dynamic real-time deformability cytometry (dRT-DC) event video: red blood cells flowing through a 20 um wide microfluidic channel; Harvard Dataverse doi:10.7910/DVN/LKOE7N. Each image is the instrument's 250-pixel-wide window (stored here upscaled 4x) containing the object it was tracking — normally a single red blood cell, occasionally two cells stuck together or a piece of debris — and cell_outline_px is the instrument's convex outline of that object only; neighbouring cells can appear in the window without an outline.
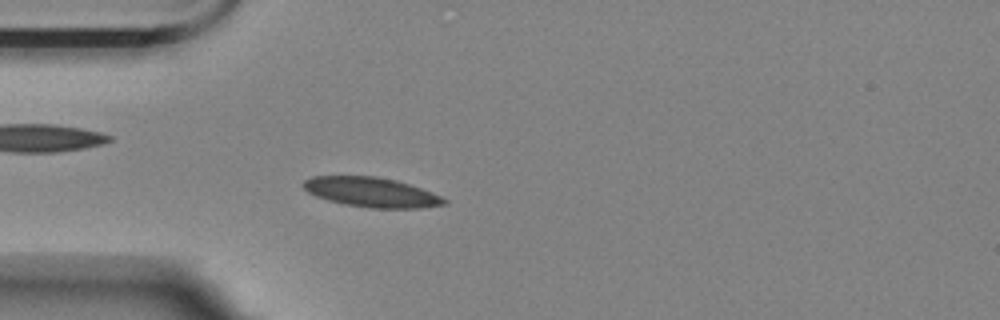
{"species": "Egyptian fruit bat (a non-hibernating species)", "species_latin": "Rousettus aegyptiacus", "temperature_condition": "room temperature", "stored_images_in_passage": 46, "camera_frame_rate_fps": 3000, "um_per_image_px": 0.085, "animal": {"sex": "female"}, "frame": {"image": 1, "passage_image": 5, "time_ms": 1.333, "image_size_px": [1000, 320], "cell_outline_px": [[448, 204], [420, 208], [372, 208], [344, 204], [328, 200], [316, 196], [308, 192], [300, 184], [304, 180], [312, 176], [376, 176], [396, 180], [432, 192], [448, 200]], "centroid_in_image_um": [31.56, 16.34], "position_along_channel_um": 53.4, "area_um2": 24.39}}
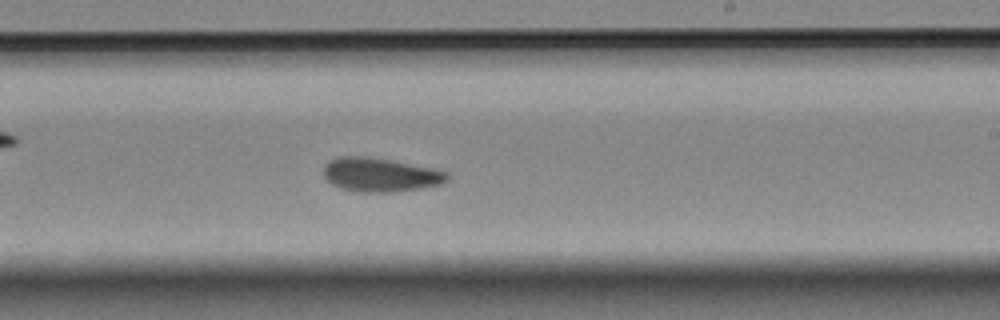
{"frame": {"image": 2, "passage_image": 23, "time_ms": 7.333, "image_size_px": [1000, 320], "cell_outline_px": [[448, 180], [440, 184], [420, 188], [388, 192], [364, 192], [340, 188], [332, 184], [324, 176], [324, 164], [328, 160], [336, 156], [368, 156], [436, 168], [448, 172]], "centroid_in_image_um": [32.31, 14.83], "position_along_channel_um": 256.7, "area_um2": 24.51}}
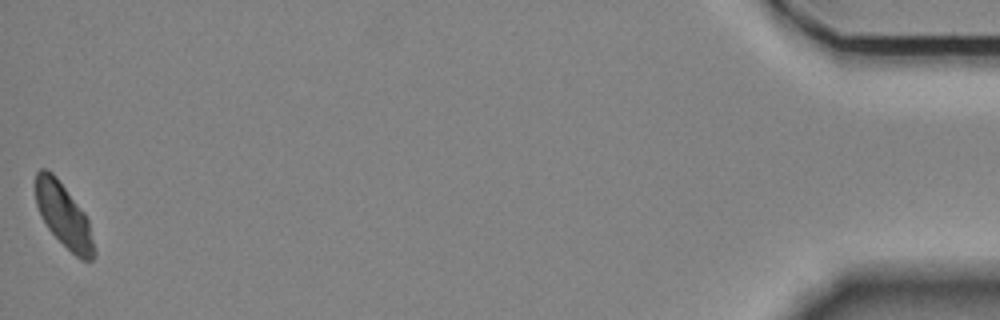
{"frame": {"image": 3, "passage_image": 46, "time_ms": 15.0, "image_size_px": [1000, 320], "cell_outline_px": [[96, 256], [92, 260], [80, 260], [48, 228], [36, 204], [36, 172], [40, 168], [44, 168], [52, 172], [56, 176], [84, 212], [88, 220], [96, 252]], "centroid_in_image_um": [5.43, 18.31], "position_along_channel_um": 429.8, "area_um2": 21.39}, "authors_computed_cell_mechanics": {"area_um2": 23.4379, "velocity_mm_per_s": 3.4875, "shape_relaxation_time_tau1_ms": 6.7197, "shape_relaxation_time_tau2_ms": 6.5031, "deformation_change_tau1": 0.1327, "deformation_change_tau2": 0.0961}}